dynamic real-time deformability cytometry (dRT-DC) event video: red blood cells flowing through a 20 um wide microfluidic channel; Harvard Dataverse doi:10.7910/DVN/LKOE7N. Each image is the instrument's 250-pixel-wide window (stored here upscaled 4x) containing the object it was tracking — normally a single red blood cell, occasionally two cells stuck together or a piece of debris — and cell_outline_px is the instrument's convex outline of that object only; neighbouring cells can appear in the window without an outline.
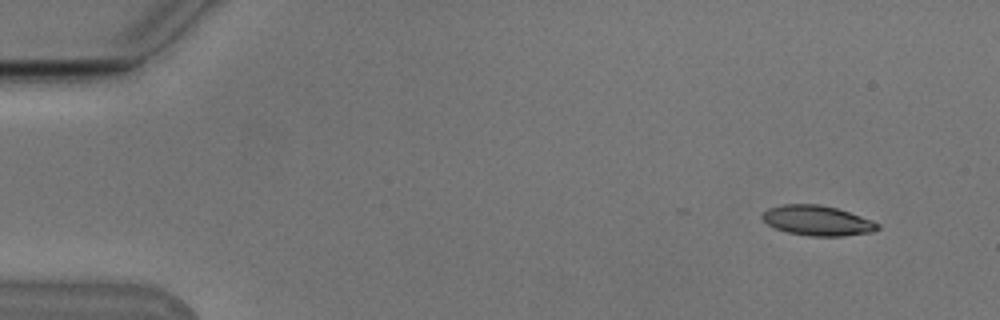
{"species": "Egyptian fruit bat (a non-hibernating species)", "species_latin": "Rousettus aegyptiacus", "temperature_condition": "cold", "stored_images_in_passage": 39, "camera_frame_rate_fps": 3000, "um_per_image_px": 0.085, "animal": {"sex": "male"}, "frame": {"image": 1, "passage_image": 1, "time_ms": 0.0, "image_size_px": [1000, 320], "cell_outline_px": [[880, 228], [872, 232], [844, 236], [808, 236], [788, 232], [776, 228], [768, 224], [760, 216], [768, 208], [784, 204], [820, 204], [836, 208], [860, 216], [880, 224]], "centroid_in_image_um": [69.47, 18.75], "position_along_channel_um": 15.5, "area_um2": 20.06}}
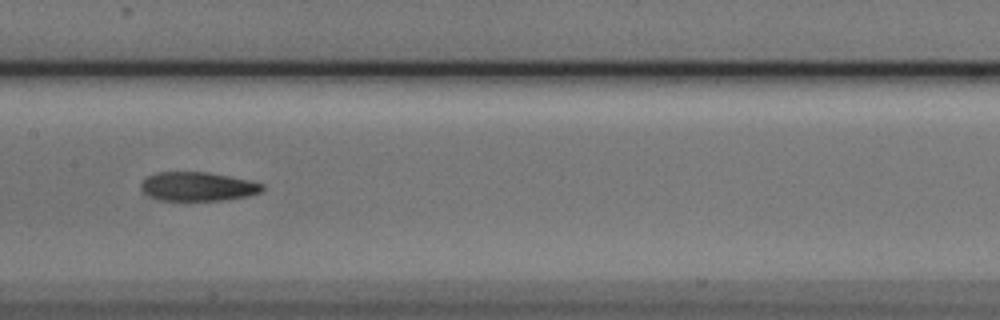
{"frame": {"image": 2, "passage_image": 24, "time_ms": 7.667, "image_size_px": [1000, 320], "cell_outline_px": [[264, 188], [260, 192], [248, 196], [224, 200], [160, 200], [144, 192], [140, 188], [140, 184], [148, 176], [156, 172], [208, 172], [248, 180], [264, 184]], "centroid_in_image_um": [16.82, 15.85], "position_along_channel_um": 190.6, "area_um2": 20.29}}
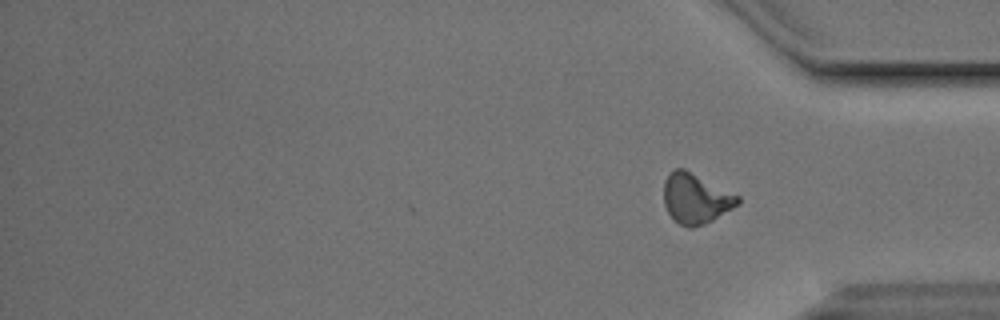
{"frame": {"image": 3, "passage_image": 39, "time_ms": 12.667, "image_size_px": [1000, 320], "cell_outline_px": [[740, 204], [712, 220], [704, 224], [692, 228], [688, 228], [672, 220], [664, 204], [664, 180], [676, 168], [684, 168], [740, 196]], "centroid_in_image_um": [59.14, 16.89], "position_along_channel_um": 376.1, "area_um2": 21.62}, "authors_computed_cell_mechanics": {"area_um2": 20.808, "velocity_mm_per_s": 3.7858, "shape_relaxation_time_tau1_ms": 3.9379, "shape_relaxation_time_tau2_ms": 4.7165, "deformation_change_tau1": 0.1636, "deformation_change_tau2": 0.131}}